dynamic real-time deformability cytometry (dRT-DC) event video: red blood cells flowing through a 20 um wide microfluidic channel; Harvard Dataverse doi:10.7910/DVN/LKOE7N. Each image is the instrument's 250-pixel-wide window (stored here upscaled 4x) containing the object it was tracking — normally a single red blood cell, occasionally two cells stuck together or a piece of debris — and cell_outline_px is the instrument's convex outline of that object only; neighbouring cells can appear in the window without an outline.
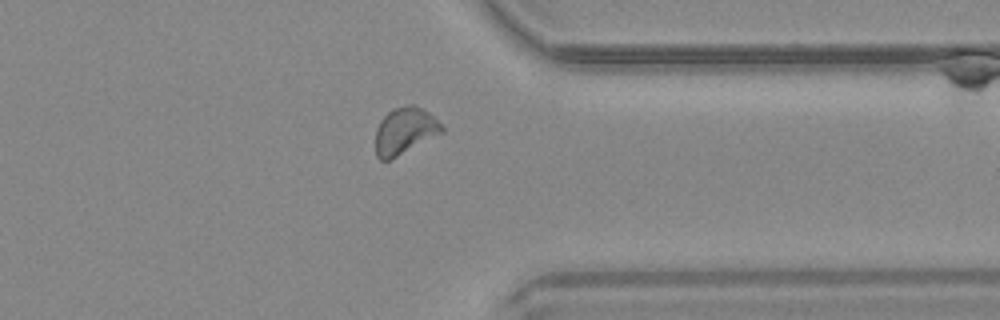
{"species": "common noctule bat (a hibernating species)", "species_latin": "Nyctalus noctula", "temperature_condition": "warm", "stored_images_in_passage": 29, "camera_frame_rate_fps": 3000, "um_per_image_px": 0.085, "animal": {"sex": "male", "body_mass_g": 20.4}, "frame": {"image": 1, "passage_image": 21, "time_ms": 6.667, "image_size_px": [1000, 320], "cell_outline_px": [[444, 132], [388, 160], [380, 160], [376, 156], [376, 128], [380, 120], [392, 108], [408, 104], [412, 104], [428, 112], [444, 128]], "centroid_in_image_um": [34.38, 11.11], "position_along_channel_um": 377.0, "area_um2": 17.8}}